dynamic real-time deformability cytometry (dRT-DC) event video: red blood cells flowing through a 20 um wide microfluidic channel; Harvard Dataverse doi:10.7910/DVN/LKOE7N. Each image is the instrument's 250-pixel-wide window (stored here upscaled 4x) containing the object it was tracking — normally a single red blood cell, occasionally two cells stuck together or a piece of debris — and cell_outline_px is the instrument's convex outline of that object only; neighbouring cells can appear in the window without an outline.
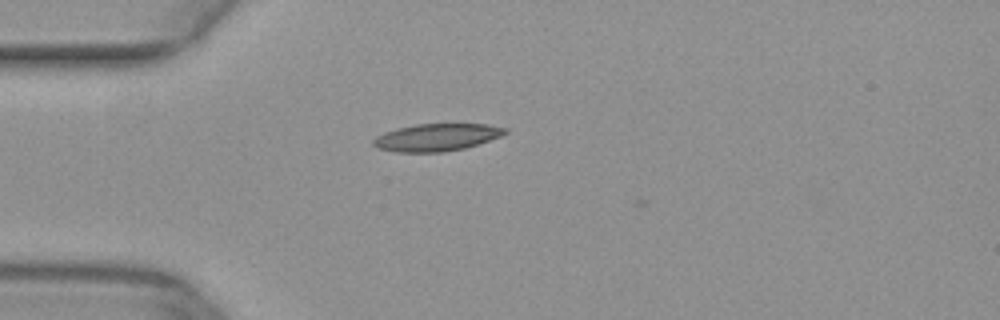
{"species": "common noctule bat (a hibernating species)", "species_latin": "Nyctalus noctula", "temperature_condition": "warm", "stored_images_in_passage": 34, "camera_frame_rate_fps": 3000, "um_per_image_px": 0.085, "animal": {"sex": "female", "body_mass_g": 29.2, "forearm_length_mm": 56.3}, "frame": {"image": 1, "passage_image": 1, "time_ms": 0.0, "image_size_px": [1000, 320], "cell_outline_px": [[508, 132], [500, 136], [464, 148], [444, 152], [396, 152], [376, 148], [372, 144], [372, 140], [376, 136], [384, 132], [396, 128], [416, 124], [488, 124], [508, 128]], "centroid_in_image_um": [37.07, 11.67], "position_along_channel_um": 47.9, "area_um2": 21.04}}
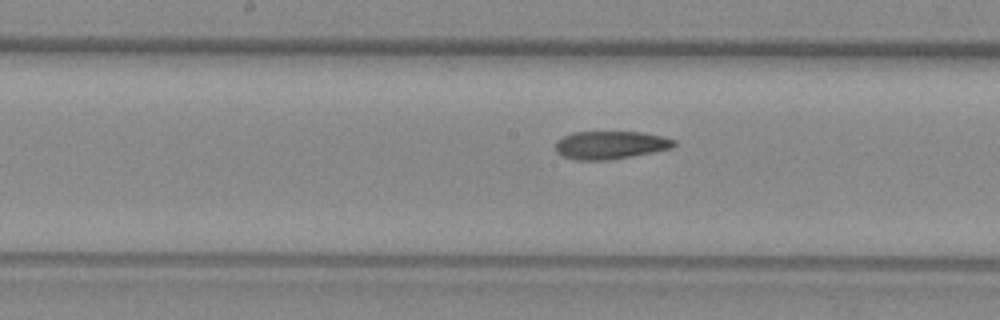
{"frame": {"image": 2, "passage_image": 13, "time_ms": 4.0, "image_size_px": [1000, 320], "cell_outline_px": [[676, 144], [672, 148], [632, 156], [608, 160], [576, 160], [564, 156], [556, 152], [556, 140], [572, 132], [640, 132], [664, 136], [676, 140]], "centroid_in_image_um": [51.89, 12.32], "position_along_channel_um": 196.3, "area_um2": 19.36}}
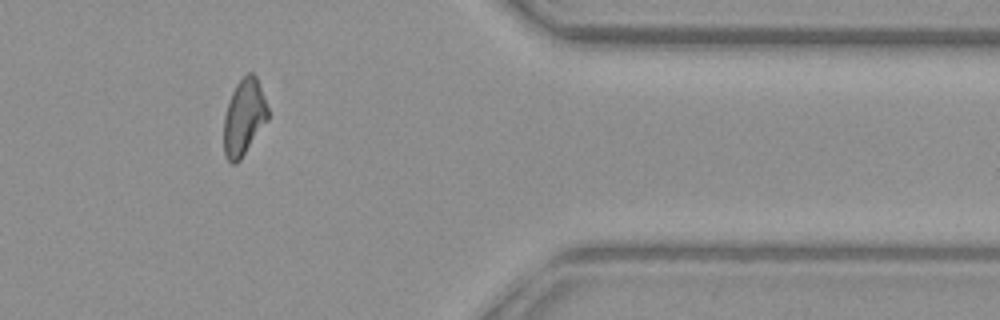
{"frame": {"image": 3, "passage_image": 29, "time_ms": 9.333, "image_size_px": [1000, 320], "cell_outline_px": [[268, 120], [240, 160], [236, 164], [232, 164], [224, 156], [224, 116], [228, 100], [236, 84], [248, 72], [252, 72], [256, 76], [268, 108]], "centroid_in_image_um": [20.72, 9.98], "position_along_channel_um": 390.7, "area_um2": 19.59}}